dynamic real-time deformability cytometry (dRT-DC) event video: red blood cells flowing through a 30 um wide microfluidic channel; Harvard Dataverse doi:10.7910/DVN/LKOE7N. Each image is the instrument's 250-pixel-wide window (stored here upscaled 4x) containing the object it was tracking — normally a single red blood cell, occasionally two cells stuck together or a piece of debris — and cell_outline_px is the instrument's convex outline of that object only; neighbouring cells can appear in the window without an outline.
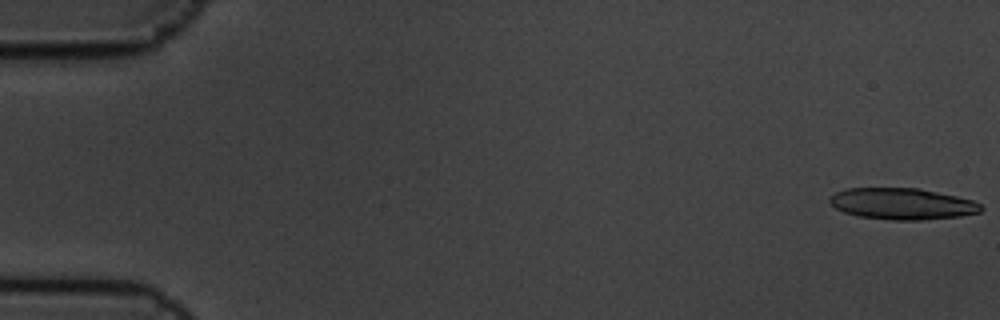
{"species": "common noctule bat (a hibernating species)", "species_latin": "Nyctalus noctula", "temperature_condition": "cold", "stored_images_in_passage": 7, "camera_frame_rate_fps": 3000, "um_per_image_px": 0.085, "animal": {"sex": "male", "body_mass_g": 19.5, "forearm_length_mm": 54.6}, "frame": {"image": 1, "passage_image": 1, "time_ms": 0.0, "image_size_px": [1000, 320], "cell_outline_px": [[984, 208], [980, 212], [960, 216], [920, 220], [892, 220], [860, 216], [844, 212], [836, 208], [828, 200], [836, 192], [844, 188], [920, 188], [956, 196], [972, 200], [980, 204]], "centroid_in_image_um": [76.7, 17.32], "position_along_channel_um": 8.3, "area_um2": 27.57}}